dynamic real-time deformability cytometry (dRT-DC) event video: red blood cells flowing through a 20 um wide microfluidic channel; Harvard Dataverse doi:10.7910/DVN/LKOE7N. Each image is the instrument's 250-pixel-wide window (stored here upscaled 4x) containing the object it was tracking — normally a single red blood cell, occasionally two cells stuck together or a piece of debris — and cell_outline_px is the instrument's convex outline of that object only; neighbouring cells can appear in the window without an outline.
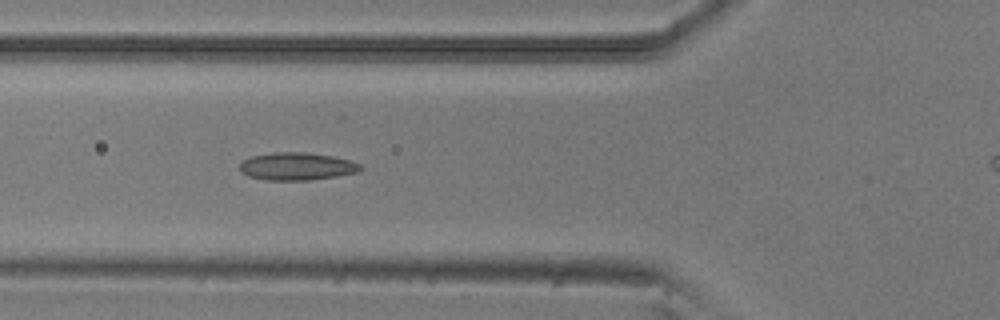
{"species": "common noctule bat (a hibernating species)", "species_latin": "Nyctalus noctula", "temperature_condition": "room temperature", "stored_images_in_passage": 6, "camera_frame_rate_fps": 3000, "um_per_image_px": 0.085, "animal": {"sex": "male", "body_mass_g": 20.5, "forearm_length_mm": 52.5}, "frame": {"image": 1, "passage_image": 6, "time_ms": 1.667, "image_size_px": [1000, 320], "cell_outline_px": [[364, 168], [360, 172], [336, 176], [308, 180], [268, 180], [248, 176], [240, 172], [240, 164], [244, 160], [252, 156], [272, 152], [304, 152], [332, 156], [348, 160], [360, 164]], "centroid_in_image_um": [25.24, 14.14], "position_along_channel_um": 100.6, "area_um2": 19.42}}